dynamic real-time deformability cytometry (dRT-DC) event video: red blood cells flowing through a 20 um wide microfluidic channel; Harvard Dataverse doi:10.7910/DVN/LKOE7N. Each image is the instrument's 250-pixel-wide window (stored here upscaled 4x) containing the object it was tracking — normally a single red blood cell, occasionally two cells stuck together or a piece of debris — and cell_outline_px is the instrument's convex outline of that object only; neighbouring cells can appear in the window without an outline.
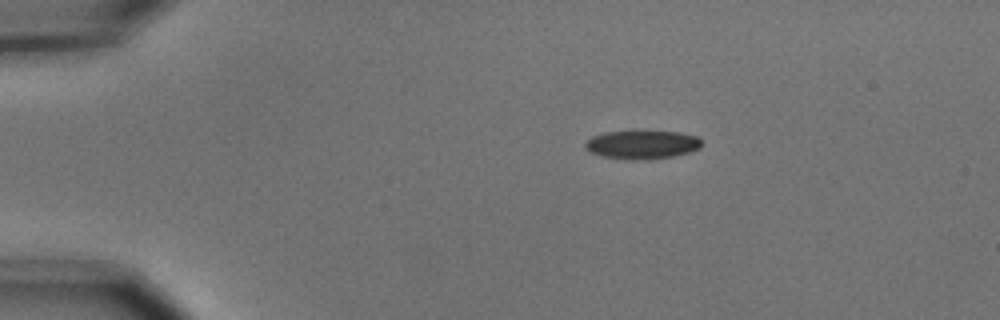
{"species": "common noctule bat (a hibernating species)", "species_latin": "Nyctalus noctula", "temperature_condition": "cold", "stored_images_in_passage": 2, "camera_frame_rate_fps": 3000, "um_per_image_px": 0.085, "animal": {"sex": "male", "body_mass_g": 15.6}, "frame": {"image": 1, "passage_image": 1, "time_ms": 0.0, "image_size_px": [1000, 320], "cell_outline_px": [[700, 148], [688, 152], [672, 156], [652, 160], [648, 160], [600, 156], [584, 148], [584, 144], [592, 136], [604, 132], [680, 132], [696, 136], [700, 140]], "centroid_in_image_um": [54.56, 12.3], "position_along_channel_um": 30.4, "area_um2": 18.96}}